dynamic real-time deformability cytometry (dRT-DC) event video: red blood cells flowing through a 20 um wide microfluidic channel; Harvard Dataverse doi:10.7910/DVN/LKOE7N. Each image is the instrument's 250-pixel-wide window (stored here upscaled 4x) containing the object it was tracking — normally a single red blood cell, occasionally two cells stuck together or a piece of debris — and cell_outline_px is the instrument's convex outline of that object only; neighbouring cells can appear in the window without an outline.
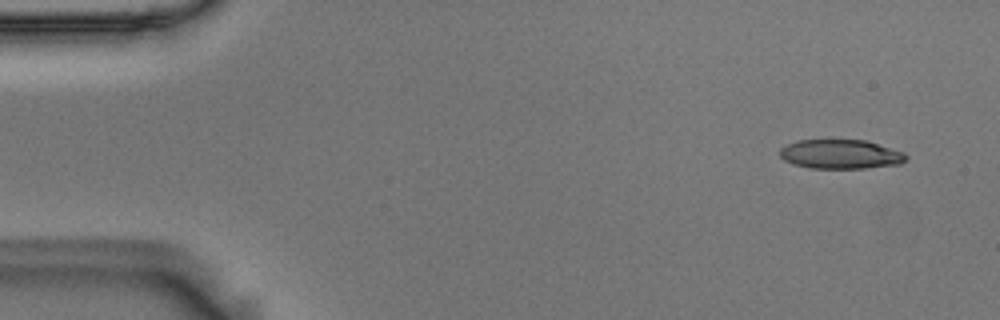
{"species": "Egyptian fruit bat (a non-hibernating species)", "species_latin": "Rousettus aegyptiacus", "temperature_condition": "room temperature", "stored_images_in_passage": 11, "camera_frame_rate_fps": 3000, "um_per_image_px": 0.085, "animal": {"sex": "male"}, "frame": {"image": 1, "passage_image": 1, "time_ms": 0.0, "image_size_px": [1000, 320], "cell_outline_px": [[908, 156], [900, 164], [864, 168], [808, 168], [792, 164], [784, 160], [780, 156], [780, 148], [796, 140], [864, 140], [904, 152]], "centroid_in_image_um": [71.42, 13.11], "position_along_channel_um": 13.6, "area_um2": 21.44}}
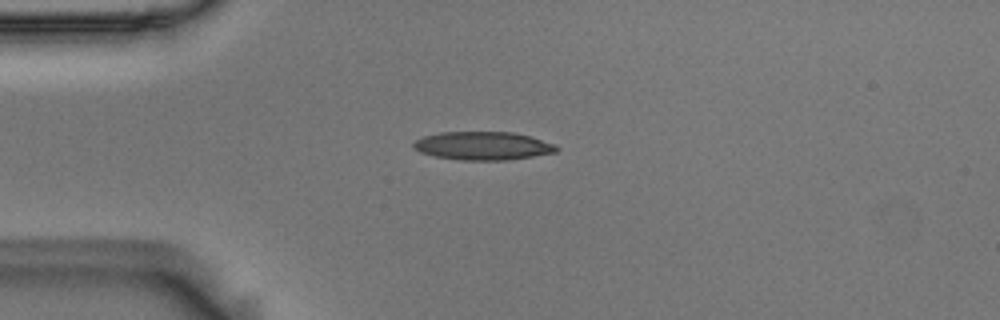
{"frame": {"image": 2, "passage_image": 11, "time_ms": 3.333, "image_size_px": [1000, 320], "cell_outline_px": [[560, 148], [556, 152], [508, 160], [460, 160], [436, 156], [420, 152], [412, 148], [412, 144], [416, 140], [424, 136], [440, 132], [512, 132], [528, 136], [556, 144]], "centroid_in_image_um": [41.04, 12.39], "position_along_channel_um": 44.0, "area_um2": 23.52}}